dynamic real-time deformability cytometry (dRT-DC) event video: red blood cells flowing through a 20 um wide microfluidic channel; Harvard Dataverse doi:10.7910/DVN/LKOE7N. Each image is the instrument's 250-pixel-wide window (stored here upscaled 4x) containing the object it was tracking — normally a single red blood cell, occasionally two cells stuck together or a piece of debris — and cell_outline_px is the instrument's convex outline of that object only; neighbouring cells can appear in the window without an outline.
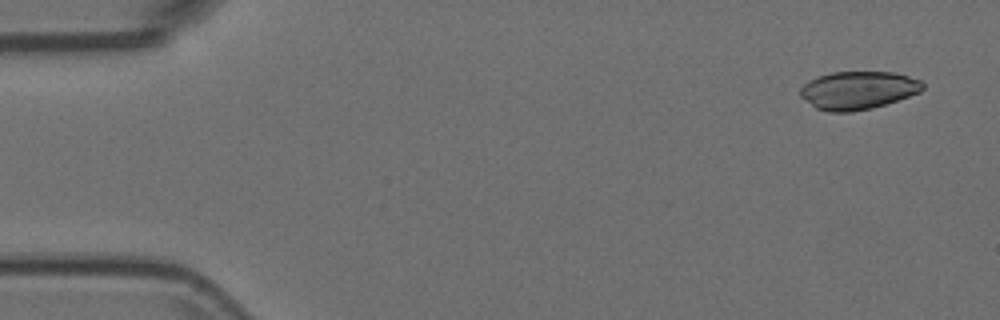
{"species": "Egyptian fruit bat (a non-hibernating species)", "species_latin": "Rousettus aegyptiacus", "temperature_condition": "room temperature", "stored_images_in_passage": 28, "camera_frame_rate_fps": 3000, "um_per_image_px": 0.085, "animal": {"sex": "female"}, "frame": {"image": 1, "passage_image": 1, "time_ms": 0.0, "image_size_px": [1000, 320], "cell_outline_px": [[924, 88], [920, 92], [872, 108], [852, 112], [828, 112], [816, 108], [800, 96], [800, 88], [808, 80], [832, 72], [892, 72], [908, 76], [920, 80], [924, 84]], "centroid_in_image_um": [72.91, 7.67], "position_along_channel_um": 12.1, "area_um2": 26.99}}
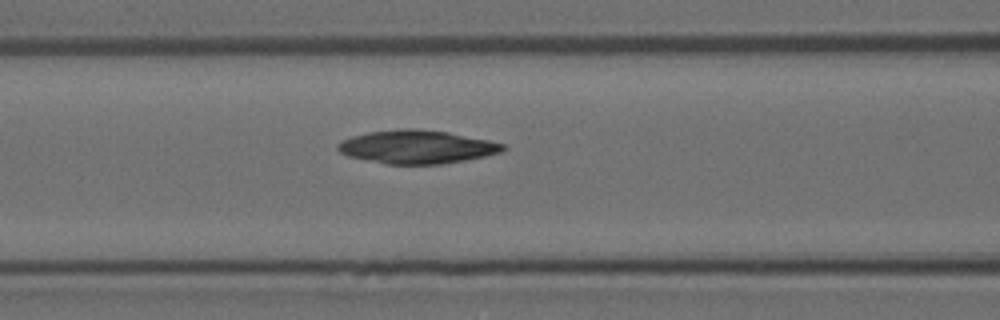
{"frame": {"image": 2, "passage_image": 20, "time_ms": 6.333, "image_size_px": [1000, 320], "cell_outline_px": [[508, 148], [500, 152], [484, 156], [464, 160], [440, 164], [384, 164], [348, 156], [340, 152], [336, 148], [336, 144], [340, 140], [352, 136], [368, 132], [404, 128], [416, 128], [448, 132], [488, 140], [504, 144]], "centroid_in_image_um": [35.39, 12.48], "position_along_channel_um": 131.2, "area_um2": 32.14}}
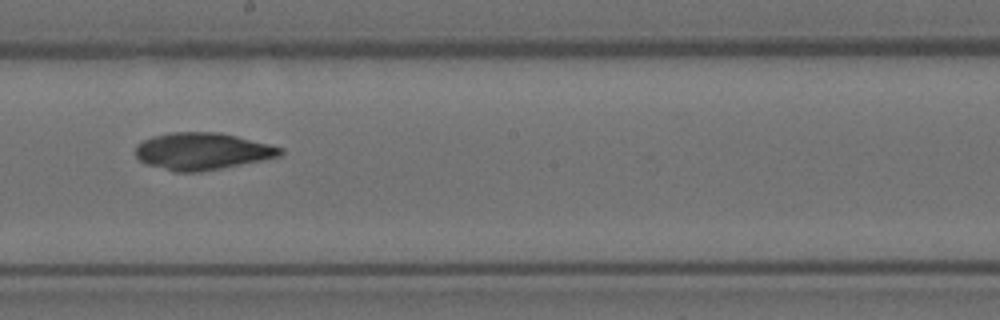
{"frame": {"image": 3, "passage_image": 28, "time_ms": 9.0, "image_size_px": [1000, 320], "cell_outline_px": [[284, 152], [280, 156], [264, 160], [200, 172], [172, 172], [144, 164], [136, 156], [136, 144], [152, 136], [172, 132], [220, 132], [284, 148]], "centroid_in_image_um": [17.17, 12.86], "position_along_channel_um": 231.0, "area_um2": 31.44}}